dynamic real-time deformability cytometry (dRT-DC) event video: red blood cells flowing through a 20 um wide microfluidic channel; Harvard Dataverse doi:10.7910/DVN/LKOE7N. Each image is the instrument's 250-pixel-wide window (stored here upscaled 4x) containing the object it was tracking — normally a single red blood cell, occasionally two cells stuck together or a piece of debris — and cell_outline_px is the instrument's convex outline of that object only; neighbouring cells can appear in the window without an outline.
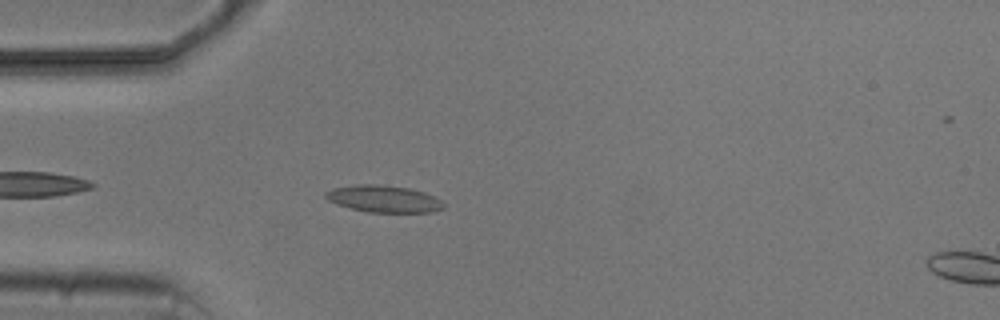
{"species": "common noctule bat (a hibernating species)", "species_latin": "Nyctalus noctula", "temperature_condition": "cold", "stored_images_in_passage": 5, "camera_frame_rate_fps": 3000, "um_per_image_px": 0.085, "animal": {"sex": "male", "body_mass_g": 20.5, "forearm_length_mm": 52.5}, "frame": {"image": 1, "passage_image": 4, "time_ms": 4.333, "image_size_px": [1000, 320], "cell_outline_px": [[444, 208], [432, 212], [368, 212], [352, 208], [328, 200], [324, 196], [324, 192], [332, 188], [356, 184], [380, 184], [408, 188], [424, 192], [440, 200], [444, 204]], "centroid_in_image_um": [32.6, 16.89], "position_along_channel_um": 52.4, "area_um2": 18.38}}